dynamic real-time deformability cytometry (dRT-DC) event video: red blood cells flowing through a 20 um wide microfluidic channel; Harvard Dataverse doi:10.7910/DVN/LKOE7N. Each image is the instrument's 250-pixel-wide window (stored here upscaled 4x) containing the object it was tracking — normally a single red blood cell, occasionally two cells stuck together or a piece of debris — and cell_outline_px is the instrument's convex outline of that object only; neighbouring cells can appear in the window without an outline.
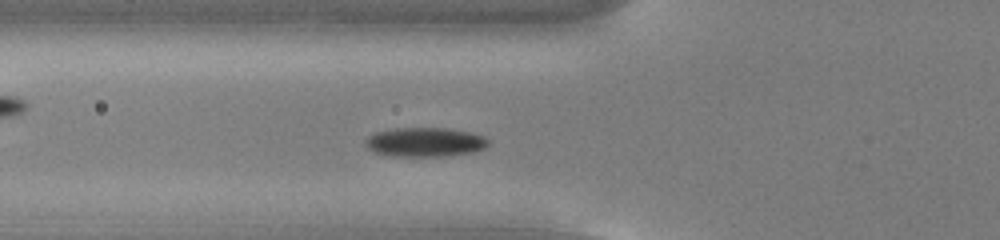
{"species": "common noctule bat (a hibernating species)", "species_latin": "Nyctalus noctula", "temperature_condition": "cold", "stored_images_in_passage": 45, "camera_frame_rate_fps": 3000, "um_per_image_px": 0.085, "animal": {"sex": "male", "body_mass_g": 13.0, "forearm_length_mm": 53.1}, "frame": {"image": 1, "passage_image": 10, "time_ms": 3.0, "image_size_px": [1000, 240], "cell_outline_px": [[488, 144], [484, 148], [472, 152], [444, 156], [392, 156], [376, 152], [368, 148], [364, 144], [364, 140], [368, 136], [376, 132], [396, 128], [444, 128], [468, 132], [484, 136], [488, 140]], "centroid_in_image_um": [36.09, 12.08], "position_along_channel_um": 89.7, "area_um2": 20.75}}
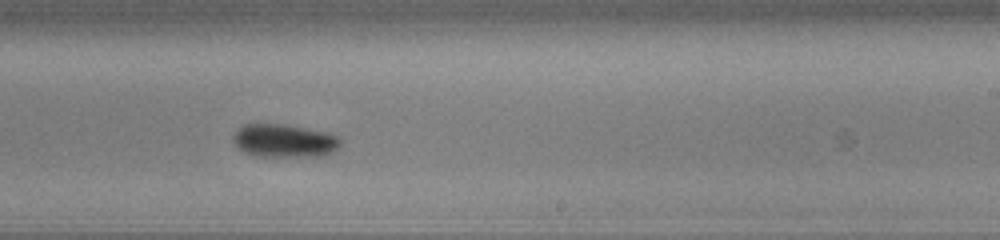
{"frame": {"image": 2, "passage_image": 24, "time_ms": 7.667, "image_size_px": [1000, 240], "cell_outline_px": [[340, 144], [332, 152], [320, 156], [252, 156], [236, 148], [232, 140], [232, 136], [244, 124], [284, 124], [324, 132], [340, 136]], "centroid_in_image_um": [24.11, 11.97], "position_along_channel_um": 264.9, "area_um2": 20.69}}
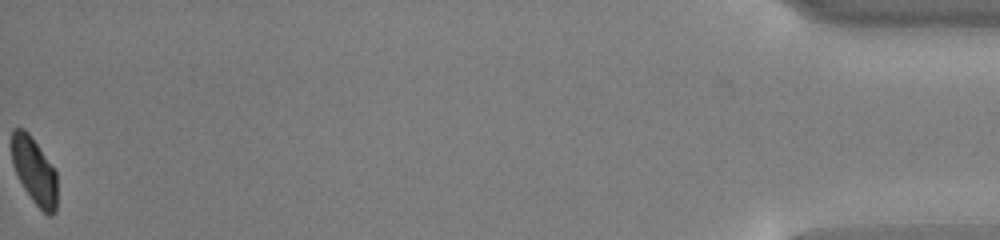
{"frame": {"image": 3, "passage_image": 45, "time_ms": 14.667, "image_size_px": [1000, 240], "cell_outline_px": [[56, 212], [52, 216], [48, 216], [32, 200], [24, 188], [12, 164], [12, 128], [24, 128], [28, 132], [56, 172]], "centroid_in_image_um": [2.91, 14.54], "position_along_channel_um": 432.3, "area_um2": 17.34}, "authors_computed_cell_mechanics": {"area_um2": 19.9988, "velocity_mm_per_s": 3.7614, "shape_relaxation_time_tau1_ms": 3.9546, "shape_relaxation_time_tau2_ms": null, "deformation_change_tau1": 0.1213, "deformation_change_tau2": null}}